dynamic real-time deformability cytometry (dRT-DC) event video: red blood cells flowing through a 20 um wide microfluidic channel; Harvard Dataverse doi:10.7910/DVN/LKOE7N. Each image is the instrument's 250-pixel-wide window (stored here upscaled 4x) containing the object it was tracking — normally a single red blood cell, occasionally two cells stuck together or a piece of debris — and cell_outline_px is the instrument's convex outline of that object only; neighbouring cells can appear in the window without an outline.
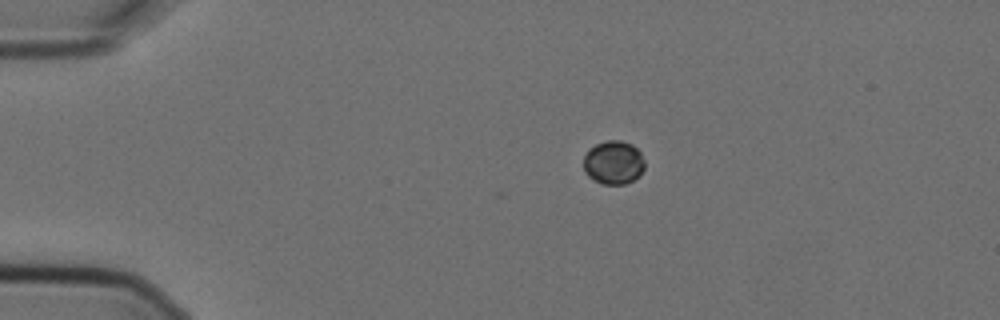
{"species": "Egyptian fruit bat (a non-hibernating species)", "species_latin": "Rousettus aegyptiacus", "temperature_condition": "cold", "stored_images_in_passage": 5, "camera_frame_rate_fps": 3000, "um_per_image_px": 0.085, "animal": {"sex": "female"}, "frame": {"image": 1, "passage_image": 2, "time_ms": 0.333, "image_size_px": [1000, 320], "cell_outline_px": [[644, 168], [640, 176], [624, 184], [600, 184], [592, 180], [584, 172], [584, 156], [588, 148], [596, 144], [608, 140], [620, 140], [632, 144], [640, 152], [644, 160]], "centroid_in_image_um": [52.13, 13.82], "position_along_channel_um": 32.9, "area_um2": 15.72}}
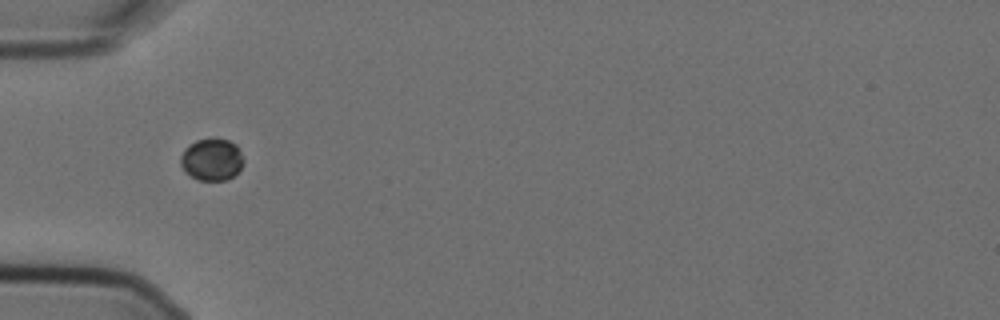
{"frame": {"image": 2, "passage_image": 4, "time_ms": 1.0, "image_size_px": [1000, 320], "cell_outline_px": [[244, 164], [228, 180], [200, 180], [184, 172], [180, 164], [180, 156], [184, 148], [188, 144], [196, 140], [212, 136], [228, 140], [236, 144], [244, 160]], "centroid_in_image_um": [17.97, 13.52], "position_along_channel_um": 67.0, "area_um2": 15.78}}